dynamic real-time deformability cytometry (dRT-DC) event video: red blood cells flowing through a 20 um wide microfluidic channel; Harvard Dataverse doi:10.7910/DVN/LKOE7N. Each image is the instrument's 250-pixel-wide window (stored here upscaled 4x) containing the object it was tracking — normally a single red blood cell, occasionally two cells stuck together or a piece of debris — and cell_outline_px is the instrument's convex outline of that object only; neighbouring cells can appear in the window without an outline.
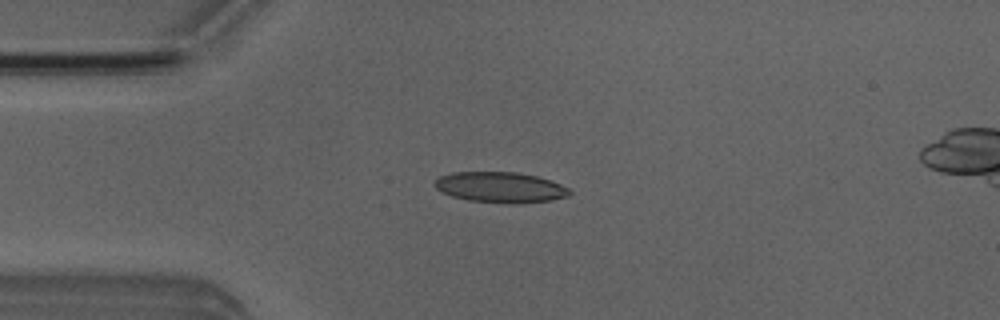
{"species": "Egyptian fruit bat (a non-hibernating species)", "species_latin": "Rousettus aegyptiacus", "temperature_condition": "room temperature", "stored_images_in_passage": 46, "camera_frame_rate_fps": 3000, "um_per_image_px": 0.085, "animal": {"sex": "male"}, "frame": {"image": 1, "passage_image": 12, "time_ms": 3.667, "image_size_px": [1000, 320], "cell_outline_px": [[572, 192], [568, 196], [552, 200], [516, 204], [508, 204], [468, 200], [452, 196], [440, 192], [432, 184], [440, 176], [452, 172], [516, 172], [536, 176], [560, 184], [568, 188]], "centroid_in_image_um": [42.5, 15.93], "position_along_channel_um": 42.5, "area_um2": 24.16}}
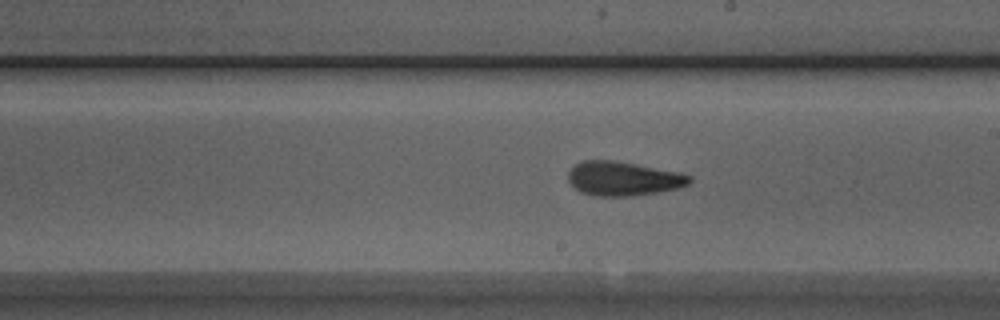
{"frame": {"image": 2, "passage_image": 28, "time_ms": 9.0, "image_size_px": [1000, 320], "cell_outline_px": [[692, 180], [688, 184], [680, 188], [632, 196], [596, 196], [580, 192], [568, 180], [568, 172], [580, 160], [612, 160], [680, 172], [692, 176]], "centroid_in_image_um": [52.98, 15.18], "position_along_channel_um": 236.0, "area_um2": 24.1}}
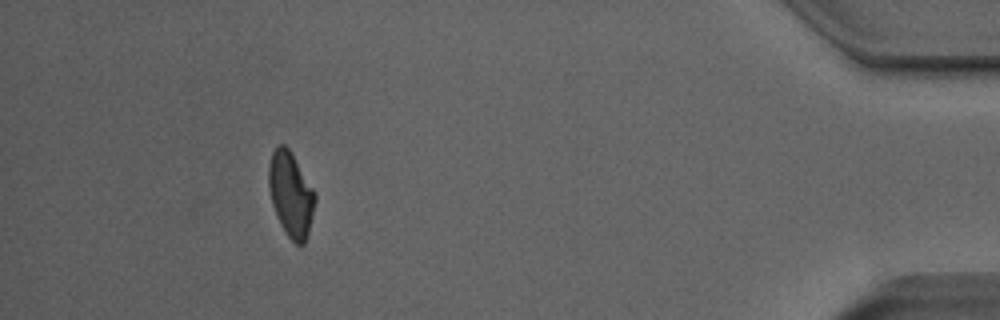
{"frame": {"image": 3, "passage_image": 46, "time_ms": 15.0, "image_size_px": [1000, 320], "cell_outline_px": [[316, 200], [308, 232], [304, 244], [296, 244], [284, 232], [276, 216], [272, 204], [268, 188], [268, 164], [272, 152], [280, 144], [284, 144], [292, 152], [316, 192]], "centroid_in_image_um": [24.71, 16.49], "position_along_channel_um": 410.5, "area_um2": 23.12}, "authors_computed_cell_mechanics": {"area_um2": 23.6113, "velocity_mm_per_s": 3.9895, "shape_relaxation_time_tau1_ms": 3.9643, "shape_relaxation_time_tau2_ms": 2.3397, "deformation_change_tau1": 0.1401, "deformation_change_tau2": 0.092}}